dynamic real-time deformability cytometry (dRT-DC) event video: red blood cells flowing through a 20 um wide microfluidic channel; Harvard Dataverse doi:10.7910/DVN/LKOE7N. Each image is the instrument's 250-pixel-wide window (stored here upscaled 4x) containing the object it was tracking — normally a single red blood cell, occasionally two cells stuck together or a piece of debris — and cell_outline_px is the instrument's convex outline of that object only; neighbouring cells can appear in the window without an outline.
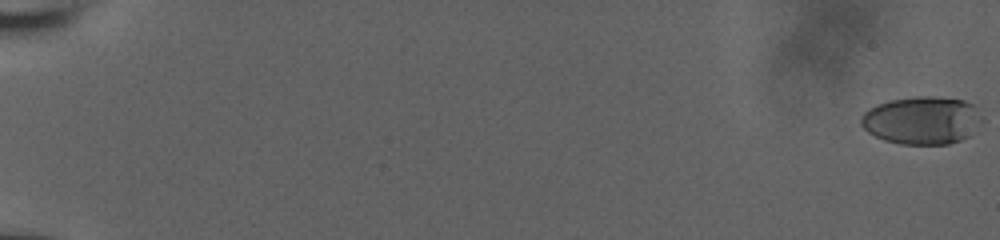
{"species": "human", "species_latin": "Homo sapiens", "temperature_condition": "room temperature", "stored_images_in_passage": 59, "camera_frame_rate_fps": 3000, "um_per_image_px": 0.085, "donor": {"sex": "male"}, "frame": {"image": 1, "passage_image": 1, "time_ms": 0.0, "image_size_px": [1000, 240], "cell_outline_px": [[972, 108], [968, 136], [960, 140], [948, 144], [900, 144], [884, 140], [868, 132], [860, 124], [860, 120], [864, 112], [876, 104], [888, 100], [916, 96], [932, 96], [964, 100], [972, 104]], "centroid_in_image_um": [78.14, 10.22], "position_along_channel_um": 6.9, "area_um2": 32.25}}
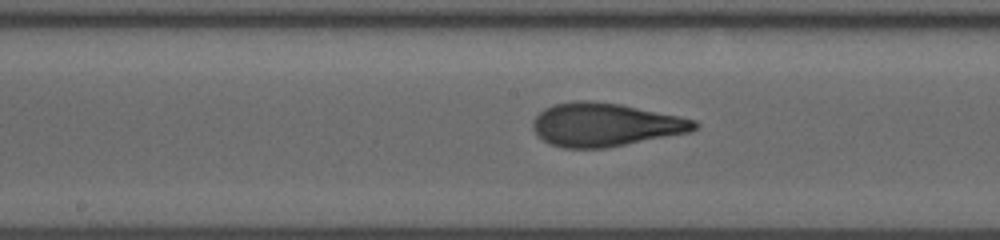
{"frame": {"image": 2, "passage_image": 34, "time_ms": 11.0, "image_size_px": [1000, 240], "cell_outline_px": [[700, 124], [692, 132], [604, 148], [564, 148], [548, 144], [536, 136], [532, 128], [532, 120], [544, 108], [552, 104], [572, 100], [592, 100], [620, 104], [680, 116], [696, 120]], "centroid_in_image_um": [51.41, 10.59], "position_along_channel_um": 196.8, "area_um2": 41.33}}
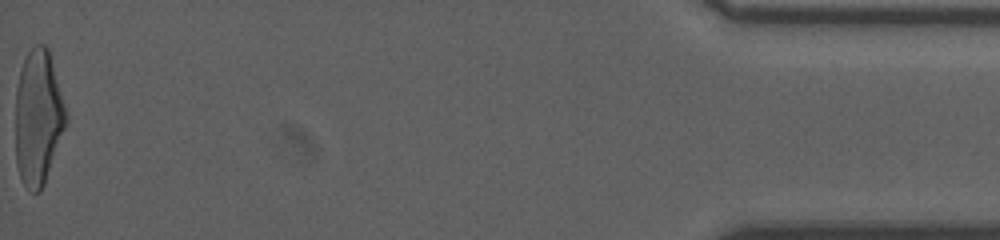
{"frame": {"image": 3, "passage_image": 59, "time_ms": 19.333, "image_size_px": [1000, 240], "cell_outline_px": [[68, 120], [44, 184], [40, 192], [32, 192], [20, 180], [16, 164], [16, 88], [20, 68], [32, 44], [44, 44], [48, 48], [68, 116]], "centroid_in_image_um": [3.23, 9.98], "position_along_channel_um": 432.0, "area_um2": 39.88}, "authors_computed_cell_mechanics": {"area_um2": 38.9572, "velocity_mm_per_s": 3.8787, "shape_relaxation_time_tau1_ms": 4.3534, "shape_relaxation_time_tau2_ms": 0.8412, "deformation_change_tau1": 0.2092, "deformation_change_tau2": 0.0823}}